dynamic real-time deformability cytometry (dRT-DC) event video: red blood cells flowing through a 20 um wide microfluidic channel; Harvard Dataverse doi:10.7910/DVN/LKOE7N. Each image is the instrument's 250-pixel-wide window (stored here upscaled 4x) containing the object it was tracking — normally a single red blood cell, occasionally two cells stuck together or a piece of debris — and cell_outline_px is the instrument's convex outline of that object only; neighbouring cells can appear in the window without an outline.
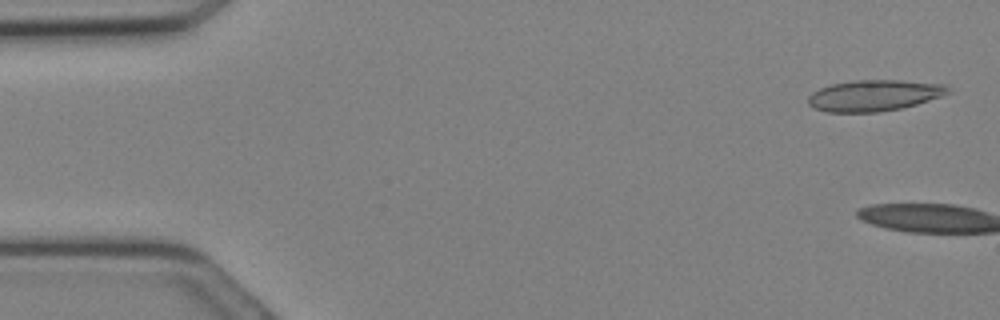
{"species": "Egyptian fruit bat (a non-hibernating species)", "species_latin": "Rousettus aegyptiacus", "temperature_condition": "cold", "stored_images_in_passage": 2, "camera_frame_rate_fps": 3000, "um_per_image_px": 0.085, "animal": {"sex": "female"}, "frame": {"image": 1, "passage_image": 1, "time_ms": 0.0, "image_size_px": [1000, 320], "cell_outline_px": [[952, 92], [916, 104], [900, 108], [880, 112], [828, 112], [816, 108], [808, 104], [808, 96], [812, 92], [820, 88], [832, 84], [856, 80], [900, 80], [948, 84]], "centroid_in_image_um": [74.33, 8.1], "position_along_channel_um": 10.7, "area_um2": 25.37}}